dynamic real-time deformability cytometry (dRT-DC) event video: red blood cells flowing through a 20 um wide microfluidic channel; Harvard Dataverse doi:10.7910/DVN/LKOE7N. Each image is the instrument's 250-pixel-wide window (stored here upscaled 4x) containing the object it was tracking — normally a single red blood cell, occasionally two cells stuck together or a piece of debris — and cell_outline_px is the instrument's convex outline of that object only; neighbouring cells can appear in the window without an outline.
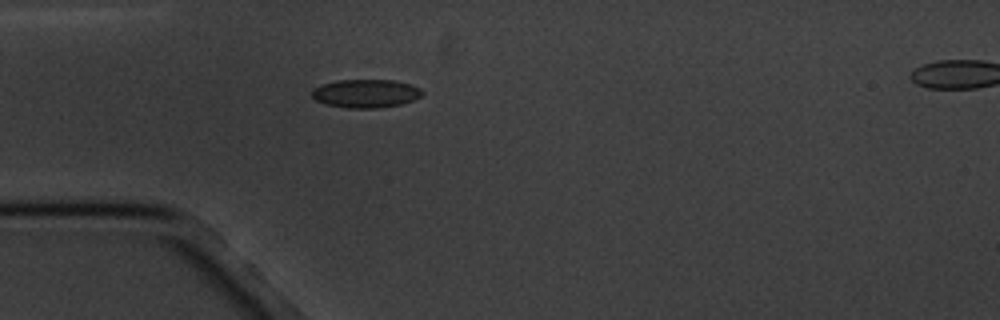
{"species": "common noctule bat (a hibernating species)", "species_latin": "Nyctalus noctula", "temperature_condition": "cold", "stored_images_in_passage": 7, "segment_of_instrument_passage": [1, 2], "camera_frame_rate_fps": 3000, "um_per_image_px": 0.085, "animal": {"sex": "male", "body_mass_g": 20.1, "forearm_length_mm": 53.5}, "frame": {"image": 1, "passage_image": 6, "time_ms": 6.667, "image_size_px": [1000, 320], "cell_outline_px": [[424, 92], [420, 96], [412, 100], [400, 104], [376, 108], [348, 108], [328, 104], [316, 100], [312, 96], [312, 88], [320, 84], [336, 80], [396, 80], [420, 88]], "centroid_in_image_um": [31.06, 7.93], "position_along_channel_um": 53.9, "area_um2": 18.15}}